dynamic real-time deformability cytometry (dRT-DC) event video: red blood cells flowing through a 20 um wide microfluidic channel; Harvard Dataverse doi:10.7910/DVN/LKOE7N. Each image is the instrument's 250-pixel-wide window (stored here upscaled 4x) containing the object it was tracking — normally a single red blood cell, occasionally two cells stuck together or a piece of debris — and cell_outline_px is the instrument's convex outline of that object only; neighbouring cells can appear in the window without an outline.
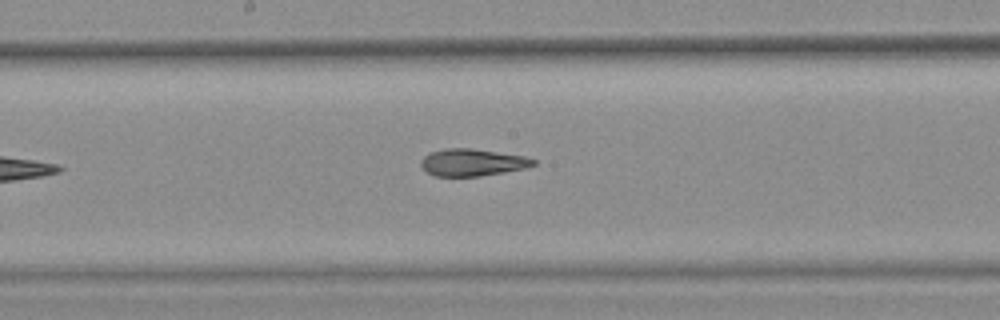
{"species": "common noctule bat (a hibernating species)", "species_latin": "Nyctalus noctula", "temperature_condition": "warm", "stored_images_in_passage": 6, "camera_frame_rate_fps": 3000, "um_per_image_px": 0.085, "animal": {"sex": "female", "body_mass_g": 25.1}, "frame": {"image": 1, "passage_image": 6, "time_ms": 1.667, "image_size_px": [1000, 320], "cell_outline_px": [[536, 164], [524, 168], [504, 172], [480, 176], [436, 176], [428, 172], [420, 164], [420, 160], [424, 156], [432, 152], [444, 148], [472, 148], [524, 156], [536, 160]], "centroid_in_image_um": [40.14, 13.8], "position_along_channel_um": 208.1, "area_um2": 17.63}}